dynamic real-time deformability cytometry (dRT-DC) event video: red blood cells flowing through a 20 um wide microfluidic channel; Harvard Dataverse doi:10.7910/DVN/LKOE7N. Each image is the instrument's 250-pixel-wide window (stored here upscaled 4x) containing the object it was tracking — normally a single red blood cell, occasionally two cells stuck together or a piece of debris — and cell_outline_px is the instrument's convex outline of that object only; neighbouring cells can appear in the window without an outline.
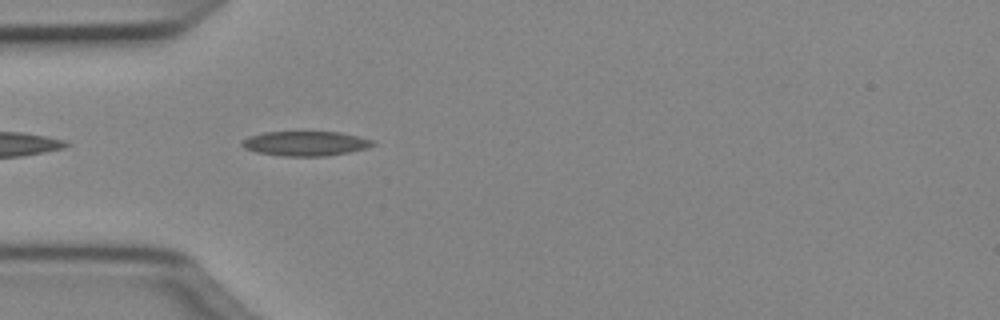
{"species": "Egyptian fruit bat (a non-hibernating species)", "species_latin": "Rousettus aegyptiacus", "temperature_condition": "cold", "stored_images_in_passage": 9, "camera_frame_rate_fps": 3000, "um_per_image_px": 0.085, "animal": {"sex": "female"}, "frame": {"image": 1, "passage_image": 2, "time_ms": 0.333, "image_size_px": [1000, 320], "cell_outline_px": [[376, 144], [368, 148], [348, 152], [324, 156], [284, 156], [256, 152], [244, 148], [240, 144], [248, 136], [264, 132], [340, 132], [376, 140]], "centroid_in_image_um": [25.99, 12.19], "position_along_channel_um": 59.0, "area_um2": 18.84}}
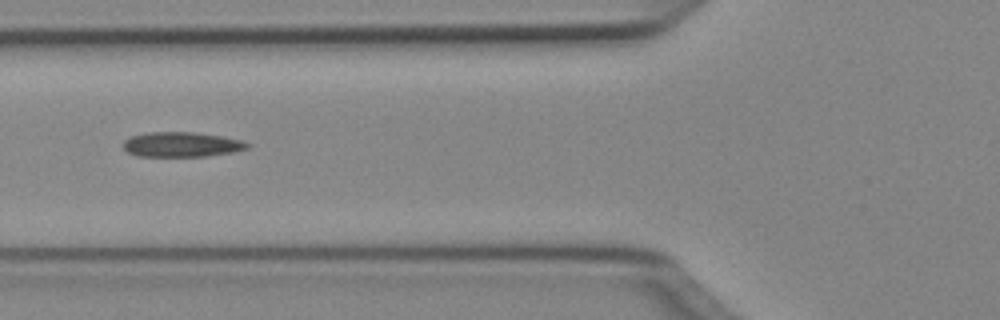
{"frame": {"image": 2, "passage_image": 6, "time_ms": 1.667, "image_size_px": [1000, 320], "cell_outline_px": [[252, 144], [248, 148], [236, 152], [208, 156], [136, 156], [128, 152], [120, 144], [124, 140], [132, 136], [148, 132], [192, 132], [224, 136], [244, 140]], "centroid_in_image_um": [15.48, 12.28], "position_along_channel_um": 110.3, "area_um2": 18.32}}